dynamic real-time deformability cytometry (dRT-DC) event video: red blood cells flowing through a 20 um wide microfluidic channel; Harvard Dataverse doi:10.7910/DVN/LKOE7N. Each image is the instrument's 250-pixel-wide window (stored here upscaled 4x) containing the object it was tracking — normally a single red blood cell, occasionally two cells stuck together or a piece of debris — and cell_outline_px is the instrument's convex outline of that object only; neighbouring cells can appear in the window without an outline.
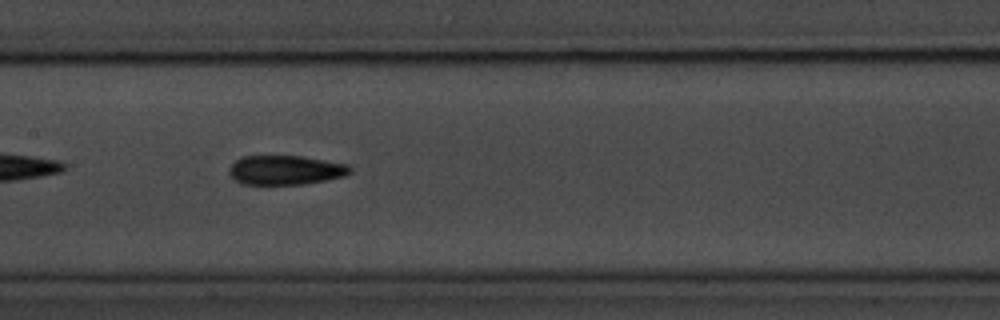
{"species": "common noctule bat (a hibernating species)", "species_latin": "Nyctalus noctula", "temperature_condition": "room temperature", "stored_images_in_passage": 40, "camera_frame_rate_fps": 3000, "um_per_image_px": 0.085, "animal": {"sex": "male", "body_mass_g": 20.1, "forearm_length_mm": 53.5}, "frame": {"image": 1, "passage_image": 12, "time_ms": 3.667, "image_size_px": [1000, 320], "cell_outline_px": [[352, 172], [344, 176], [304, 184], [244, 184], [236, 180], [228, 172], [228, 168], [240, 156], [304, 156], [348, 164], [352, 168]], "centroid_in_image_um": [24.28, 14.44], "position_along_channel_um": 183.1, "area_um2": 20.69}}
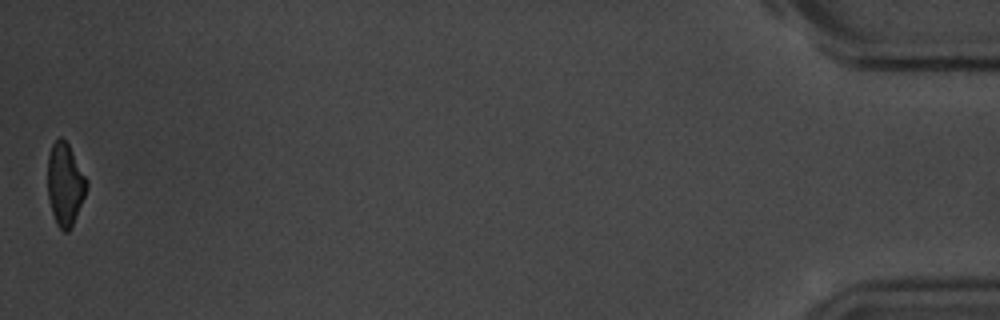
{"frame": {"image": 2, "passage_image": 40, "time_ms": 13.0, "image_size_px": [1000, 320], "cell_outline_px": [[88, 188], [72, 228], [68, 232], [64, 232], [56, 224], [52, 212], [48, 196], [48, 156], [52, 144], [60, 136], [68, 144], [88, 180]], "centroid_in_image_um": [5.54, 15.69], "position_along_channel_um": 429.7, "area_um2": 18.84}, "authors_computed_cell_mechanics": {"area_um2": 20.2878, "velocity_mm_per_s": 3.6706, "shape_relaxation_time_tau1_ms": 5.3535, "shape_relaxation_time_tau2_ms": 4.216, "deformation_change_tau1": 0.1702, "deformation_change_tau2": 0.1381}}